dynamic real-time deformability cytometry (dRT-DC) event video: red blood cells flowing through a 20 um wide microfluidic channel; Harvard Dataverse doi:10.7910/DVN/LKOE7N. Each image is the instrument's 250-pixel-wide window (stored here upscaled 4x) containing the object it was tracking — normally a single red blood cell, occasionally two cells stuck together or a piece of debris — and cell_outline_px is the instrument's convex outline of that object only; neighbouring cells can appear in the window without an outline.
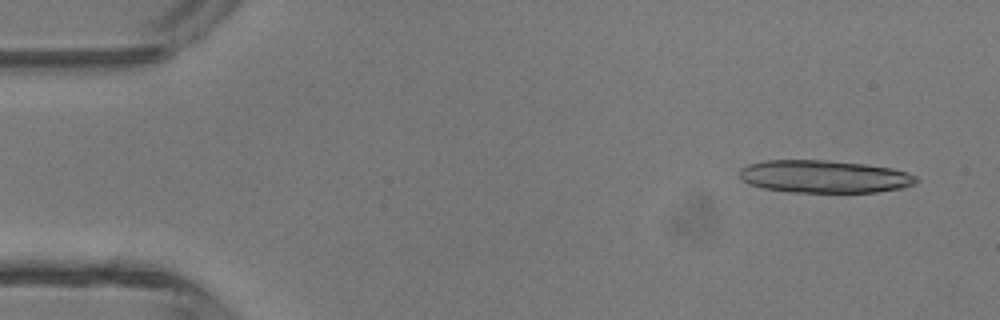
{"species": "common noctule bat (a hibernating species)", "species_latin": "Nyctalus noctula", "temperature_condition": "room temperature", "stored_images_in_passage": 3, "camera_frame_rate_fps": 3000, "um_per_image_px": 0.085, "animal": {"sex": "male", "body_mass_g": 13.3}, "frame": {"image": 1, "passage_image": 1, "time_ms": 0.0, "image_size_px": [1000, 320], "cell_outline_px": [[920, 180], [916, 184], [904, 188], [876, 192], [788, 192], [764, 188], [748, 184], [740, 180], [740, 168], [748, 164], [764, 160], [824, 160], [864, 164], [892, 168], [908, 172], [916, 176]], "centroid_in_image_um": [70.07, 15.01], "position_along_channel_um": 14.9, "area_um2": 33.93}}